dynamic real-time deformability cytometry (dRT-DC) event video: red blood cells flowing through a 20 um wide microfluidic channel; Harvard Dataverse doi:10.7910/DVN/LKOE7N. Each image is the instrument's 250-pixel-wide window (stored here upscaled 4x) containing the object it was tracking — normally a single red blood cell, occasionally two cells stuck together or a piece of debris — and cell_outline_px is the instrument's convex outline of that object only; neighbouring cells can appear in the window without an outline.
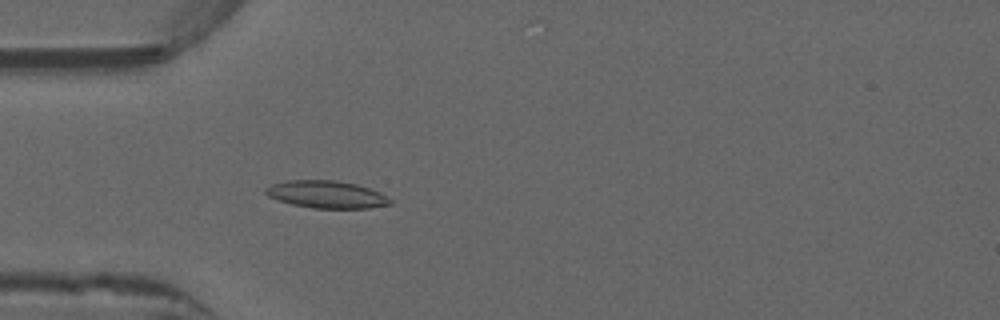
{"species": "common noctule bat (a hibernating species)", "species_latin": "Nyctalus noctula", "temperature_condition": "warm", "stored_images_in_passage": 47, "camera_frame_rate_fps": 3000, "um_per_image_px": 0.085, "animal": {"sex": "male", "forearm_length_mm": 52.5}, "frame": {"image": 1, "passage_image": 11, "time_ms": 3.333, "image_size_px": [1000, 320], "cell_outline_px": [[392, 204], [368, 208], [312, 208], [292, 204], [268, 196], [264, 192], [264, 188], [272, 184], [288, 180], [336, 180], [356, 184], [380, 192], [388, 196], [392, 200]], "centroid_in_image_um": [27.77, 16.52], "position_along_channel_um": 57.2, "area_um2": 19.88}}
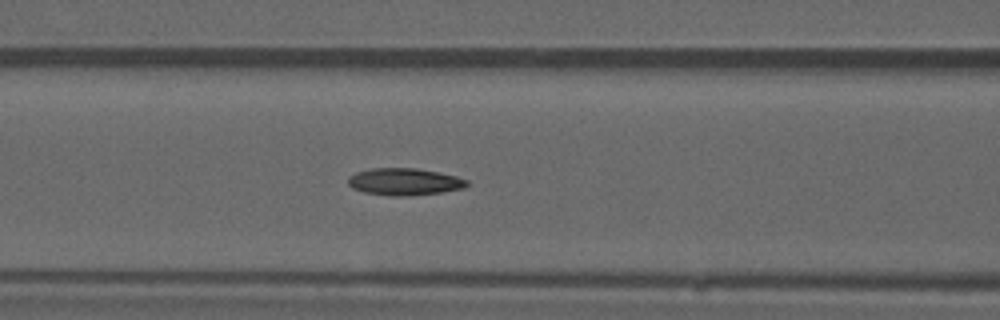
{"frame": {"image": 2, "passage_image": 17, "time_ms": 5.333, "image_size_px": [1000, 320], "cell_outline_px": [[468, 184], [464, 188], [440, 192], [408, 196], [392, 196], [364, 192], [352, 188], [348, 184], [348, 176], [356, 172], [372, 168], [416, 168], [456, 176], [468, 180]], "centroid_in_image_um": [34.35, 15.44], "position_along_channel_um": 132.3, "area_um2": 18.67}}
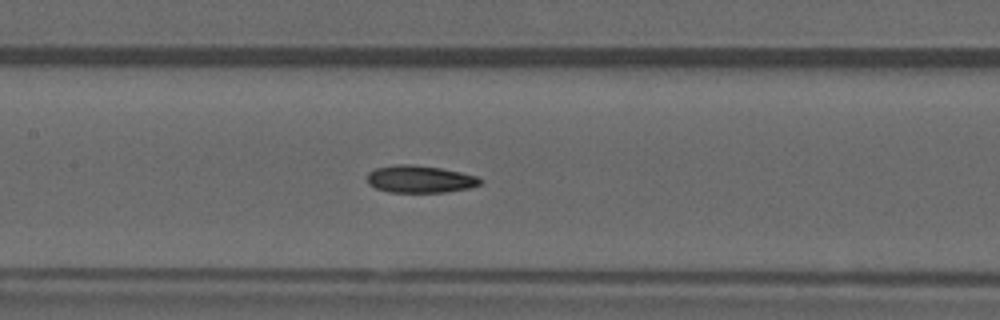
{"frame": {"image": 3, "passage_image": 20, "time_ms": 6.333, "image_size_px": [1000, 320], "cell_outline_px": [[484, 180], [480, 184], [468, 188], [444, 192], [388, 192], [376, 188], [368, 184], [368, 172], [376, 168], [396, 164], [416, 164], [440, 168], [460, 172], [476, 176]], "centroid_in_image_um": [35.68, 15.22], "position_along_channel_um": 171.7, "area_um2": 17.98}, "authors_computed_cell_mechanics": {"area_um2": 17.9758, "velocity_mm_per_s": 3.9522, "shape_relaxation_time_tau1_ms": null, "shape_relaxation_time_tau2_ms": 3.5681, "deformation_change_tau1": null, "deformation_change_tau2": 0.0988}}